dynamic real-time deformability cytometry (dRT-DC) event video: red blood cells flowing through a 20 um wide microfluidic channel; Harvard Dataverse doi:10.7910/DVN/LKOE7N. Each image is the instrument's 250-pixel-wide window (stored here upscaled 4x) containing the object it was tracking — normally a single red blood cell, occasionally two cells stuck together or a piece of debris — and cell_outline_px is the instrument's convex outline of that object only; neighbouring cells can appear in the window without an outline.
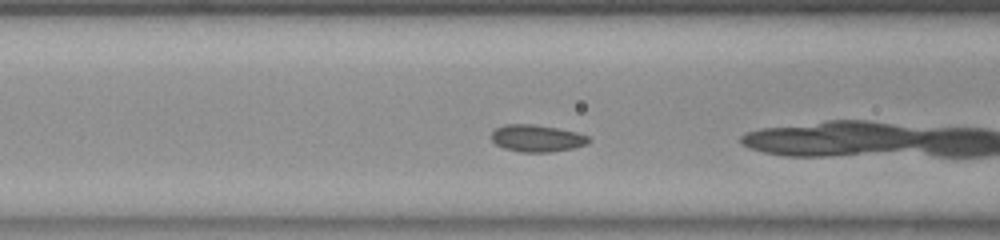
{"species": "common noctule bat (a hibernating species)", "species_latin": "Nyctalus noctula", "temperature_condition": "room temperature", "stored_images_in_passage": 40, "camera_frame_rate_fps": 3000, "um_per_image_px": 0.085, "animal": {"sex": "female", "body_mass_g": 23.0, "forearm_length_mm": 53.4}, "frame": {"image": 1, "passage_image": 7, "time_ms": 2.0, "image_size_px": [1000, 240], "cell_outline_px": [[592, 140], [588, 144], [572, 148], [552, 152], [520, 152], [504, 148], [496, 144], [492, 140], [492, 132], [496, 128], [504, 124], [532, 124], [556, 128], [576, 132], [588, 136]], "centroid_in_image_um": [45.65, 11.76], "position_along_channel_um": 121.0, "area_um2": 15.32}}